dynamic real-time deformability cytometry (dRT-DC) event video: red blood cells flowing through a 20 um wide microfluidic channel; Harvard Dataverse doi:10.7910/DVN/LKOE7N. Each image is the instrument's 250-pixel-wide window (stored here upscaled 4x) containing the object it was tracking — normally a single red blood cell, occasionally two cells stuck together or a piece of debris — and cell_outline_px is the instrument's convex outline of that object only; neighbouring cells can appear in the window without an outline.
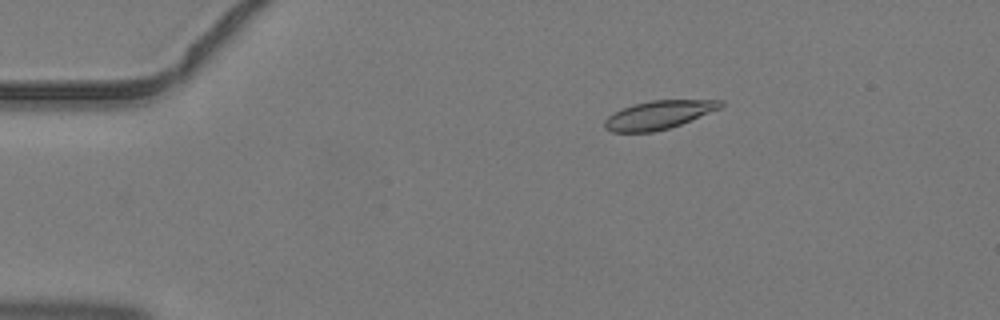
{"species": "common noctule bat (a hibernating species)", "species_latin": "Nyctalus noctula", "temperature_condition": "warm", "stored_images_in_passage": 4, "camera_frame_rate_fps": 3000, "um_per_image_px": 0.085, "animal": {"sex": "male", "body_mass_g": 19.2, "forearm_length_mm": 51.8}, "frame": {"image": 1, "passage_image": 3, "time_ms": 0.667, "image_size_px": [1000, 320], "cell_outline_px": [[724, 104], [720, 108], [680, 124], [668, 128], [652, 132], [612, 132], [604, 128], [604, 120], [608, 116], [632, 104], [652, 100], [724, 100]], "centroid_in_image_um": [55.96, 9.76], "position_along_channel_um": 29.0, "area_um2": 18.96}}